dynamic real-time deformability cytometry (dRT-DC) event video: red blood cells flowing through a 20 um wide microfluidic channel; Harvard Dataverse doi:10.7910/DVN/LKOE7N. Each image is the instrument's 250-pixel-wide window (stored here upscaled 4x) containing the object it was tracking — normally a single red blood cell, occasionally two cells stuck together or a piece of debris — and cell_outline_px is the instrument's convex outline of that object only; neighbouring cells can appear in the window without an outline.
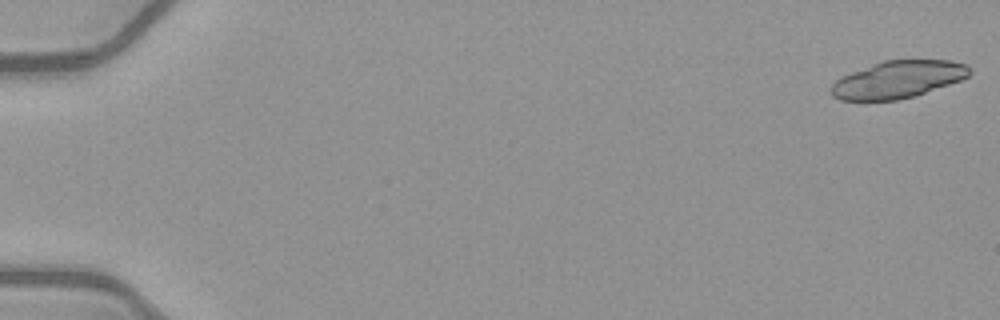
{"species": "common noctule bat (a hibernating species)", "species_latin": "Nyctalus noctula", "temperature_condition": "warm", "stored_images_in_passage": 20, "camera_frame_rate_fps": 3000, "um_per_image_px": 0.085, "animal": {"sex": "female", "body_mass_g": 21.9}, "frame": {"image": 1, "passage_image": 1, "time_ms": 0.0, "image_size_px": [1000, 320], "cell_outline_px": [[972, 72], [968, 76], [960, 80], [916, 96], [896, 100], [840, 100], [832, 96], [828, 88], [840, 76], [884, 60], [948, 60], [968, 64]], "centroid_in_image_um": [76.31, 6.76], "position_along_channel_um": 8.7, "area_um2": 30.17}}
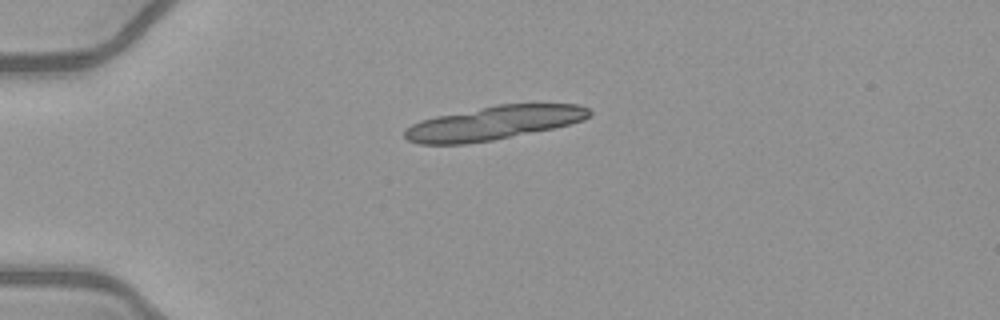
{"frame": {"image": 2, "passage_image": 14, "time_ms": 4.333, "image_size_px": [1000, 320], "cell_outline_px": [[592, 112], [584, 120], [552, 128], [492, 140], [464, 144], [420, 144], [408, 140], [404, 136], [404, 128], [420, 120], [436, 116], [496, 104], [576, 104], [588, 108]], "centroid_in_image_um": [41.92, 10.45], "position_along_channel_um": 43.1, "area_um2": 36.13}}